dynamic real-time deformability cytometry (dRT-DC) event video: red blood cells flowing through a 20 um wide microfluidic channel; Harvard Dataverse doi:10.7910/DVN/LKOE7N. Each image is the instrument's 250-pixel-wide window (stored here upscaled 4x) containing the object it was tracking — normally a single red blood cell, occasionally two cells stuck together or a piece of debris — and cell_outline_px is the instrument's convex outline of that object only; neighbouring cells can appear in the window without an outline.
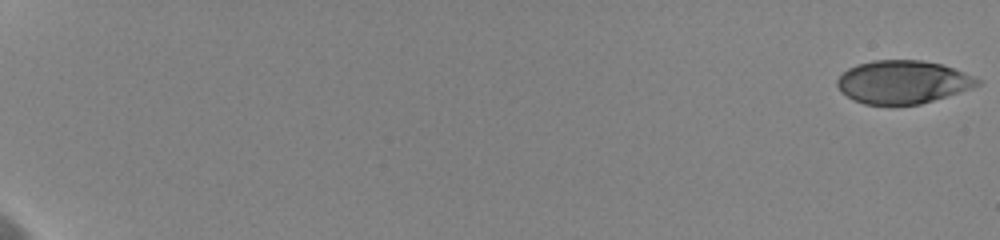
{"species": "human", "species_latin": "Homo sapiens", "temperature_condition": "cold", "stored_images_in_passage": 13, "camera_frame_rate_fps": 3000, "um_per_image_px": 0.085, "donor": {"sex": "female"}, "frame": {"image": 1, "passage_image": 1, "time_ms": 0.0, "image_size_px": [1000, 240], "cell_outline_px": [[980, 84], [972, 88], [920, 104], [864, 104], [840, 92], [836, 84], [836, 80], [848, 68], [856, 64], [872, 60], [920, 60], [944, 64], [964, 72], [980, 80]], "centroid_in_image_um": [76.72, 6.95], "position_along_channel_um": 8.3, "area_um2": 35.08}}
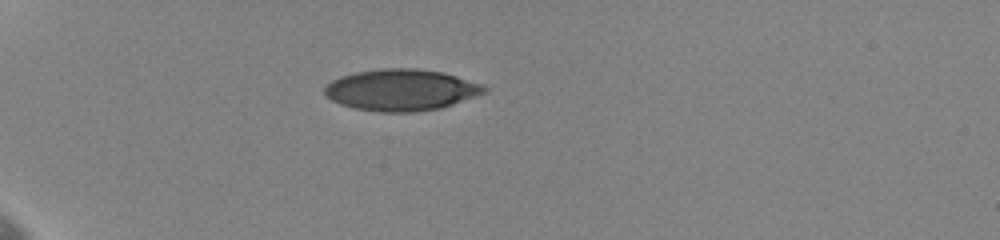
{"frame": {"image": 2, "passage_image": 9, "time_ms": 6.333, "image_size_px": [1000, 240], "cell_outline_px": [[488, 92], [440, 108], [412, 112], [380, 112], [352, 108], [340, 104], [324, 96], [324, 88], [332, 80], [340, 76], [356, 72], [384, 68], [412, 68], [444, 72], [484, 84], [488, 88]], "centroid_in_image_um": [34.11, 7.64], "position_along_channel_um": 50.9, "area_um2": 38.78}}